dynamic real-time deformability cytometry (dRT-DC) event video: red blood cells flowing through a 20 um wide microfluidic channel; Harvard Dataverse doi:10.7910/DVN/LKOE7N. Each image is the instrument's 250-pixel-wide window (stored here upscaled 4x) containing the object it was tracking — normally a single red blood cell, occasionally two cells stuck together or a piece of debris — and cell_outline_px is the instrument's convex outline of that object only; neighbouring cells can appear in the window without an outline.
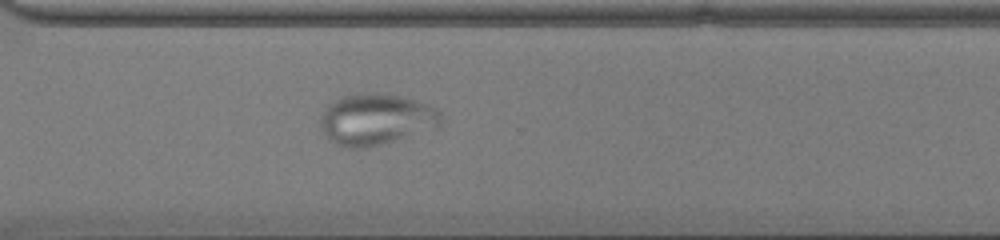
{"species": "common noctule bat (a hibernating species)", "species_latin": "Nyctalus noctula", "temperature_condition": "cold", "stored_images_in_passage": 53, "camera_frame_rate_fps": 3000, "um_per_image_px": 0.085, "animal": {"sex": "male", "body_mass_g": 13.0, "forearm_length_mm": 53.1}, "frame": {"image": 1, "passage_image": 40, "time_ms": 13.0, "image_size_px": [1000, 240], "cell_outline_px": [[440, 124], [436, 128], [380, 144], [364, 148], [348, 148], [336, 144], [328, 140], [320, 124], [320, 116], [328, 104], [344, 96], [372, 92], [400, 96], [428, 104], [436, 108], [440, 112]], "centroid_in_image_um": [31.94, 10.15], "position_along_channel_um": 338.7, "area_um2": 35.66}}
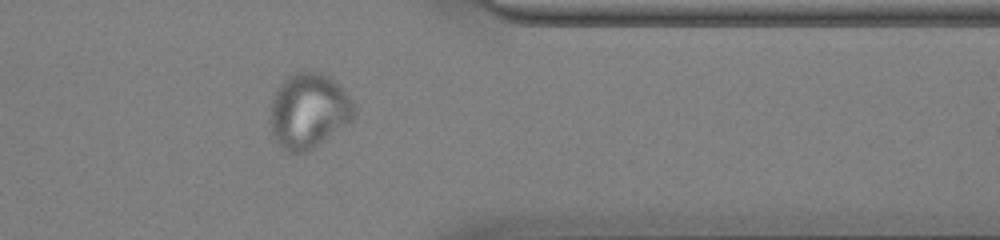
{"frame": {"image": 2, "passage_image": 44, "time_ms": 14.333, "image_size_px": [1000, 240], "cell_outline_px": [[356, 112], [352, 120], [312, 148], [304, 152], [288, 152], [276, 140], [272, 132], [272, 100], [276, 88], [288, 76], [296, 72], [320, 72], [328, 76], [352, 100]], "centroid_in_image_um": [26.24, 9.4], "position_along_channel_um": 385.2, "area_um2": 35.72}}